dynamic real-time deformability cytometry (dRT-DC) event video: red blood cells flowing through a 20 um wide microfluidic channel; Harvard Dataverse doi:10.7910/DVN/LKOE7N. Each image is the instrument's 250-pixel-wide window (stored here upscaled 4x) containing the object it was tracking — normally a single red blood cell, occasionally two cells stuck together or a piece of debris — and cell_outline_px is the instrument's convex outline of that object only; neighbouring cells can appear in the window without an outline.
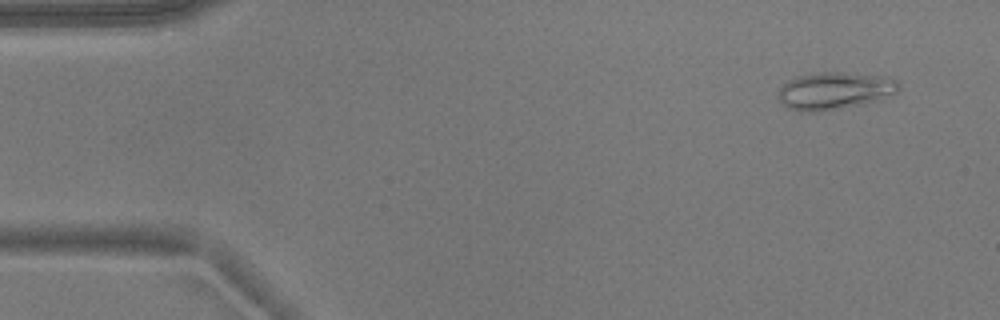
{"species": "common noctule bat (a hibernating species)", "species_latin": "Nyctalus noctula", "temperature_condition": "warm", "stored_images_in_passage": 50, "camera_frame_rate_fps": 3000, "um_per_image_px": 0.085, "animal": {"sex": "male", "body_mass_g": 17.9}, "frame": {"image": 1, "passage_image": 1, "time_ms": 0.0, "image_size_px": [1000, 320], "cell_outline_px": [[900, 88], [896, 92], [876, 100], [864, 104], [816, 112], [800, 112], [788, 108], [780, 100], [780, 88], [788, 80], [796, 76], [824, 72], [840, 72], [888, 76], [896, 80], [900, 84]], "centroid_in_image_um": [70.96, 7.71], "position_along_channel_um": 14.0, "area_um2": 26.07}}
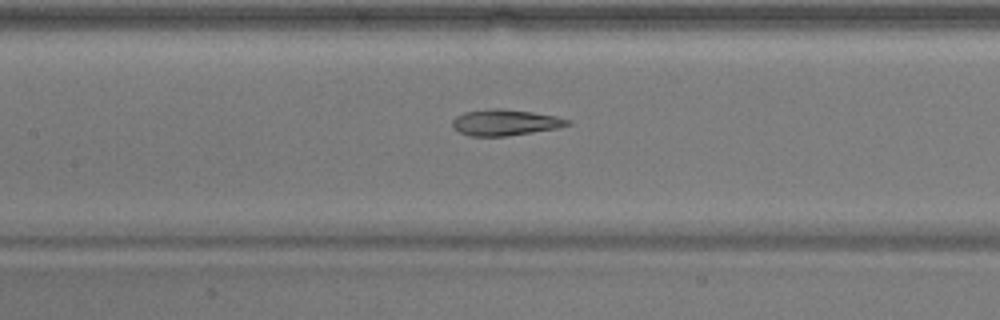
{"frame": {"image": 2, "passage_image": 21, "time_ms": 6.667, "image_size_px": [1000, 320], "cell_outline_px": [[572, 124], [556, 128], [504, 136], [468, 136], [452, 128], [452, 120], [456, 116], [464, 112], [488, 108], [500, 108], [532, 112], [556, 116], [568, 120]], "centroid_in_image_um": [42.87, 10.4], "position_along_channel_um": 164.5, "area_um2": 17.4}}
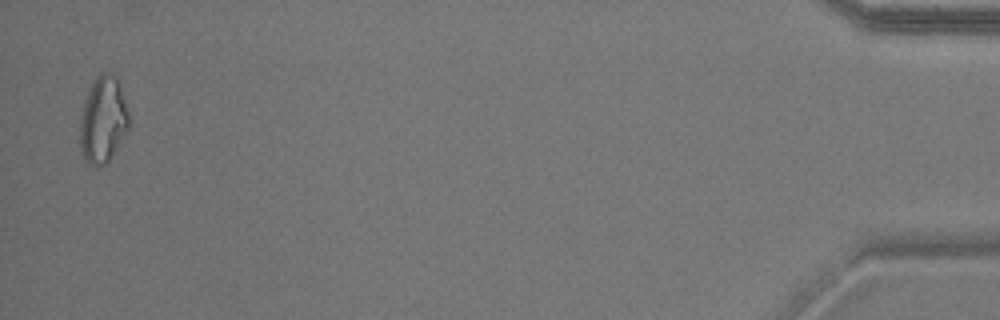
{"frame": {"image": 3, "passage_image": 49, "time_ms": 16.0, "image_size_px": [1000, 320], "cell_outline_px": [[128, 128], [116, 148], [108, 160], [104, 164], [96, 168], [92, 168], [88, 164], [80, 152], [80, 116], [84, 100], [92, 80], [100, 72], [112, 72], [116, 76], [120, 84], [128, 112]], "centroid_in_image_um": [8.72, 10.16], "position_along_channel_um": 426.5, "area_um2": 24.85}, "authors_computed_cell_mechanics": {"area_um2": 19.5942, "velocity_mm_per_s": 3.7863, "shape_relaxation_time_tau1_ms": 8.3081, "shape_relaxation_time_tau2_ms": 2.9889, "deformation_change_tau1": 0.2167, "deformation_change_tau2": 0.1237}}